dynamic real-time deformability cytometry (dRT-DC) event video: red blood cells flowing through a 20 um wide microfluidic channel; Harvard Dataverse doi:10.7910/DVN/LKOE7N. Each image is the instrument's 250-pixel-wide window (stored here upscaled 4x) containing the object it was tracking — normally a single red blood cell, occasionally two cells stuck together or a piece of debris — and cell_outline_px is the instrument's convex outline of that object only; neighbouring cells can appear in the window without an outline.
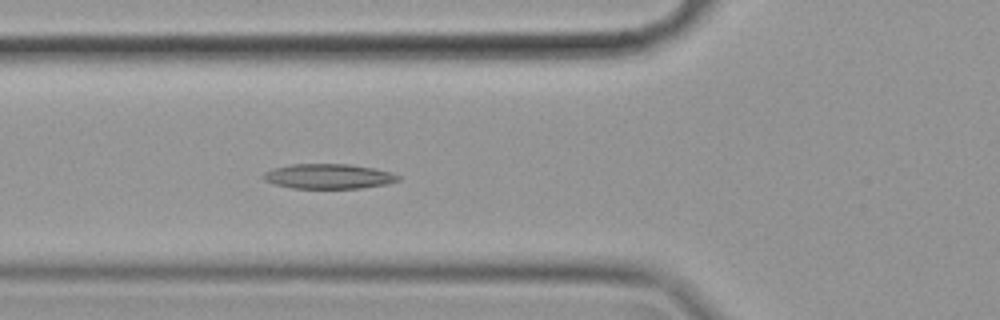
{"species": "common noctule bat (a hibernating species)", "species_latin": "Nyctalus noctula", "temperature_condition": "cold", "stored_images_in_passage": 56, "camera_frame_rate_fps": 3000, "um_per_image_px": 0.085, "animal": {"sex": "female", "body_mass_g": 19.9}, "frame": {"image": 1, "passage_image": 20, "time_ms": 6.333, "image_size_px": [1000, 320], "cell_outline_px": [[400, 180], [388, 184], [360, 188], [292, 188], [272, 184], [264, 180], [264, 172], [272, 168], [292, 164], [348, 164], [372, 168], [392, 172], [400, 176]], "centroid_in_image_um": [27.92, 14.99], "position_along_channel_um": 97.9, "area_um2": 19.59}}
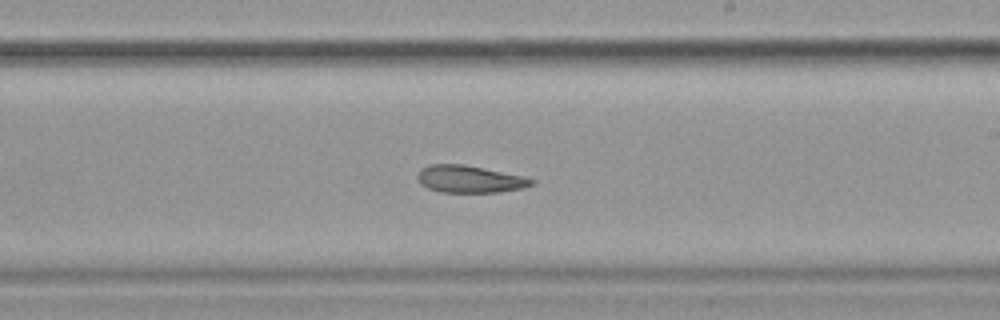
{"frame": {"image": 2, "passage_image": 33, "time_ms": 10.667, "image_size_px": [1000, 320], "cell_outline_px": [[536, 184], [524, 188], [500, 192], [440, 192], [428, 188], [420, 184], [416, 180], [416, 176], [420, 168], [428, 164], [464, 164], [524, 176], [536, 180]], "centroid_in_image_um": [39.91, 15.22], "position_along_channel_um": 249.1, "area_um2": 18.44}}
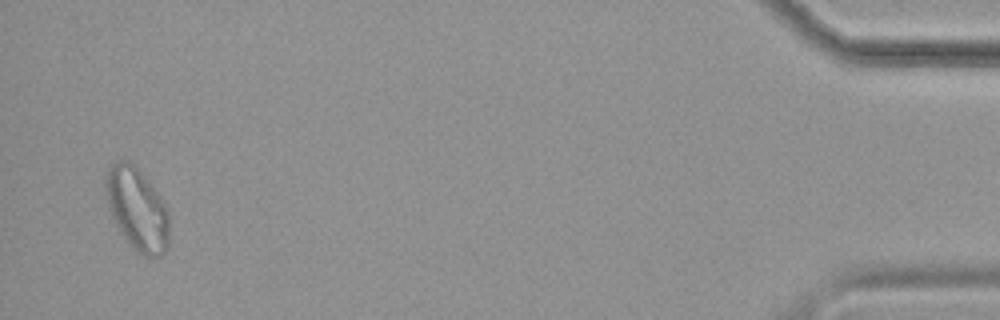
{"frame": {"image": 3, "passage_image": 55, "time_ms": 18.0, "image_size_px": [1000, 320], "cell_outline_px": [[168, 244], [164, 252], [160, 256], [144, 256], [136, 252], [120, 232], [112, 216], [108, 204], [104, 188], [104, 180], [108, 168], [112, 164], [120, 160], [128, 160], [152, 184], [168, 208]], "centroid_in_image_um": [11.65, 17.76], "position_along_channel_um": 423.6, "area_um2": 30.52}, "authors_computed_cell_mechanics": {"area_um2": 20.6057, "velocity_mm_per_s": 3.4947, "shape_relaxation_time_tau1_ms": 9.3164, "shape_relaxation_time_tau2_ms": null, "deformation_change_tau1": 0.1908, "deformation_change_tau2": null}}